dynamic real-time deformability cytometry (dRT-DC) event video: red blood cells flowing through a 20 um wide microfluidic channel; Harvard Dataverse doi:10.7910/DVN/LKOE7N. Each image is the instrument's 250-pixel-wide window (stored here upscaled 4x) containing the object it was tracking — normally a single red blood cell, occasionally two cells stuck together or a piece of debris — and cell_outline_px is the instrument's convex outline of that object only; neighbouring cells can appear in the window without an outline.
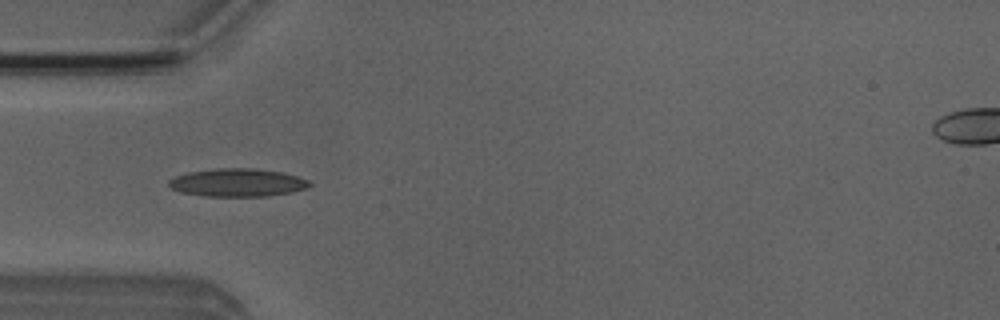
{"species": "Egyptian fruit bat (a non-hibernating species)", "species_latin": "Rousettus aegyptiacus", "temperature_condition": "room temperature", "stored_images_in_passage": 6, "camera_frame_rate_fps": 3000, "um_per_image_px": 0.085, "animal": {"sex": "male"}, "frame": {"image": 1, "passage_image": 3, "time_ms": 2.333, "image_size_px": [1000, 320], "cell_outline_px": [[312, 184], [308, 188], [292, 192], [268, 196], [204, 196], [180, 192], [172, 188], [168, 184], [168, 180], [176, 176], [188, 172], [220, 168], [256, 168], [284, 172], [308, 180]], "centroid_in_image_um": [20.21, 15.52], "position_along_channel_um": 64.8, "area_um2": 23.06}}
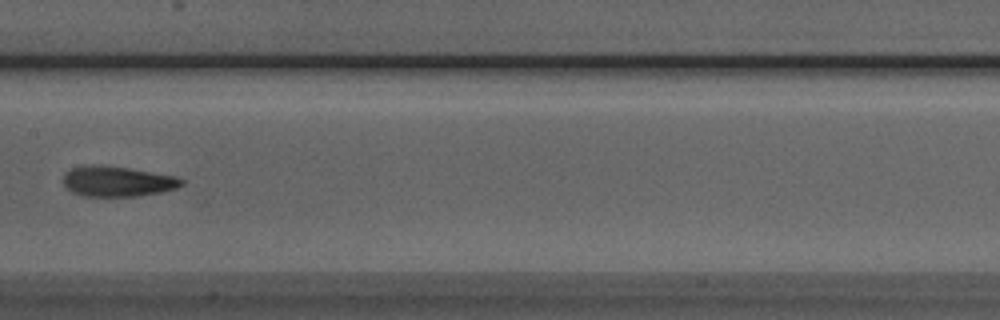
{"frame": {"image": 2, "passage_image": 6, "time_ms": 5.667, "image_size_px": [1000, 320], "cell_outline_px": [[184, 184], [176, 188], [160, 192], [140, 196], [80, 196], [72, 192], [64, 184], [64, 172], [72, 168], [128, 168], [176, 176], [184, 180]], "centroid_in_image_um": [10.05, 15.47], "position_along_channel_um": 197.4, "area_um2": 20.06}}